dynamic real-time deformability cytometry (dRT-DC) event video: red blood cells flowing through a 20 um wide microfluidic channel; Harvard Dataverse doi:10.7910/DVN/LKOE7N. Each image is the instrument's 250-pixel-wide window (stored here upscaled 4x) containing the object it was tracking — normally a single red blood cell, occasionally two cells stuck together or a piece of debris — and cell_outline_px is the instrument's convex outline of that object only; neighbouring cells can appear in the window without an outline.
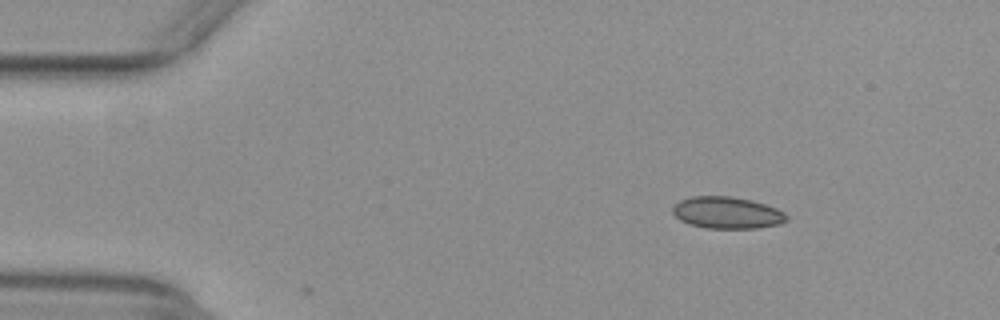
{"species": "common noctule bat (a hibernating species)", "species_latin": "Nyctalus noctula", "temperature_condition": "warm", "stored_images_in_passage": 9, "camera_frame_rate_fps": 3000, "um_per_image_px": 0.085, "animal": {"sex": "female", "body_mass_g": 29.2, "forearm_length_mm": 56.3}, "frame": {"image": 1, "passage_image": 7, "time_ms": 2.0, "image_size_px": [1000, 320], "cell_outline_px": [[788, 220], [780, 224], [756, 228], [704, 228], [688, 224], [680, 220], [672, 212], [672, 204], [680, 200], [692, 196], [732, 196], [752, 200], [776, 208], [784, 212], [788, 216]], "centroid_in_image_um": [61.78, 18.08], "position_along_channel_um": 23.2, "area_um2": 21.33}}